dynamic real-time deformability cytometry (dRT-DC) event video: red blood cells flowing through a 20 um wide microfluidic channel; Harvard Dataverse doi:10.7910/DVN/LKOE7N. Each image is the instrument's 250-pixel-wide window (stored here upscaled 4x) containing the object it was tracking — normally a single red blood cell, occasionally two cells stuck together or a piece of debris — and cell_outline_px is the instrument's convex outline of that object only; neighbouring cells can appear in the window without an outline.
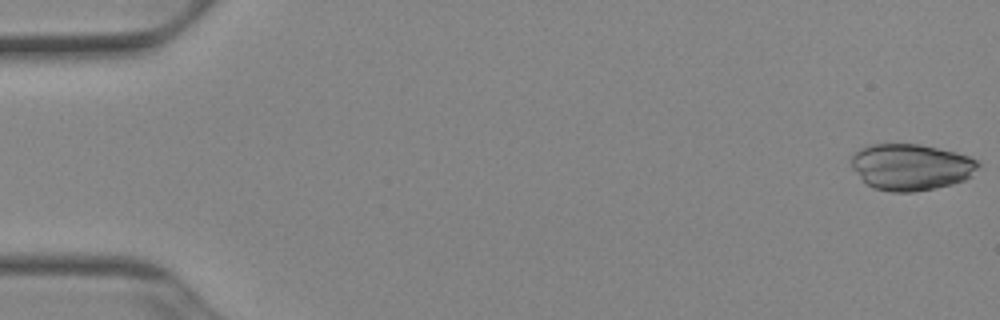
{"species": "Egyptian fruit bat (a non-hibernating species)", "species_latin": "Rousettus aegyptiacus", "temperature_condition": "cold", "stored_images_in_passage": 51, "camera_frame_rate_fps": 3000, "um_per_image_px": 0.085, "animal": {"sex": "female"}, "frame": {"image": 1, "passage_image": 1, "time_ms": 0.0, "image_size_px": [1000, 320], "cell_outline_px": [[980, 164], [972, 176], [964, 180], [952, 184], [912, 192], [892, 192], [872, 188], [852, 168], [852, 156], [860, 148], [868, 144], [920, 144], [956, 152], [968, 156], [976, 160]], "centroid_in_image_um": [77.44, 14.19], "position_along_channel_um": 7.6, "area_um2": 34.16}}
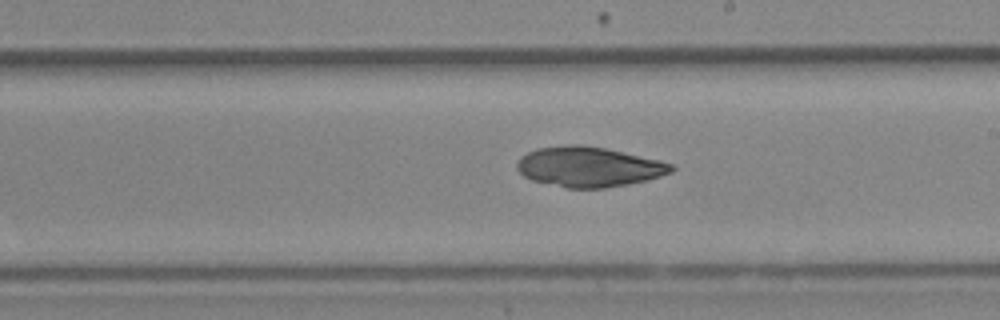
{"frame": {"image": 2, "passage_image": 30, "time_ms": 9.667, "image_size_px": [1000, 320], "cell_outline_px": [[676, 168], [672, 172], [648, 180], [628, 184], [604, 188], [568, 188], [532, 180], [524, 176], [516, 168], [516, 164], [520, 156], [536, 148], [568, 144], [580, 144], [604, 148], [660, 160], [672, 164]], "centroid_in_image_um": [50.04, 14.17], "position_along_channel_um": 239.0, "area_um2": 36.07}}
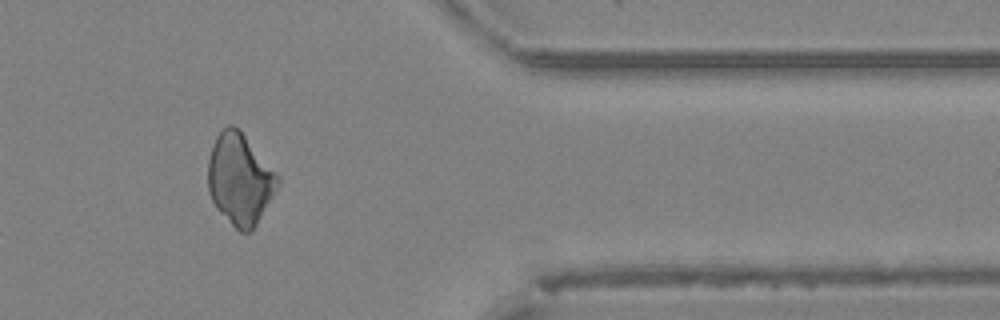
{"frame": {"image": 3, "passage_image": 43, "time_ms": 14.0, "image_size_px": [1000, 320], "cell_outline_px": [[280, 184], [252, 232], [240, 232], [216, 208], [208, 192], [208, 160], [212, 144], [216, 136], [228, 124], [232, 124], [244, 136], [280, 176]], "centroid_in_image_um": [20.39, 15.26], "position_along_channel_um": 391.0, "area_um2": 36.76}}